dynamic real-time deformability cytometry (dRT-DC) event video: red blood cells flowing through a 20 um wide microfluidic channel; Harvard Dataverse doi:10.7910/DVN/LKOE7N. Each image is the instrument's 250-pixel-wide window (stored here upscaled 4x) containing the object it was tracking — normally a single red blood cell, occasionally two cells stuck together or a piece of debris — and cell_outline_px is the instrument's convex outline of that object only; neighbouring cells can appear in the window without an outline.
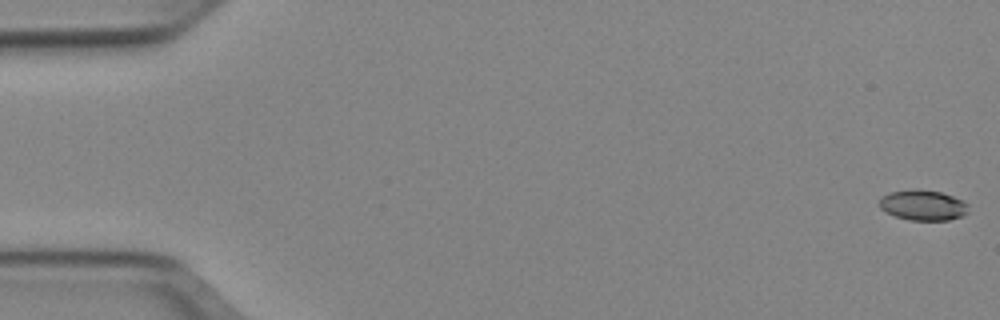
{"species": "Egyptian fruit bat (a non-hibernating species)", "species_latin": "Rousettus aegyptiacus", "temperature_condition": "cold", "stored_images_in_passage": 52, "camera_frame_rate_fps": 3000, "um_per_image_px": 0.085, "animal": {"sex": "female"}, "frame": {"image": 1, "passage_image": 1, "time_ms": 0.0, "image_size_px": [1000, 320], "cell_outline_px": [[968, 212], [960, 216], [948, 220], [908, 220], [896, 216], [880, 208], [880, 196], [888, 192], [920, 188], [940, 192], [964, 200], [968, 204]], "centroid_in_image_um": [78.45, 17.42], "position_along_channel_um": 6.5, "area_um2": 15.84}}
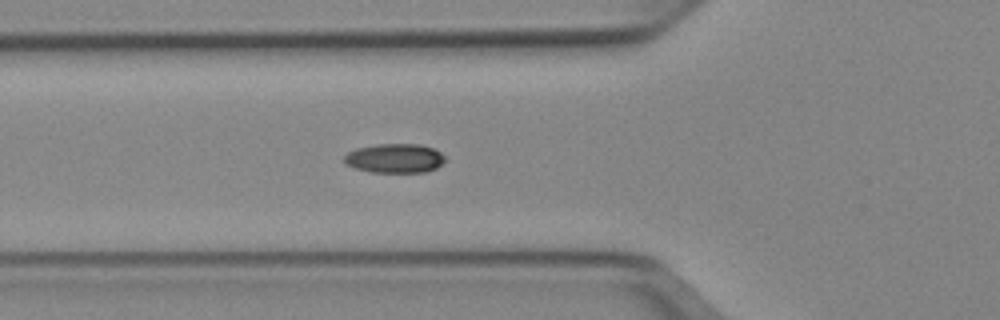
{"frame": {"image": 2, "passage_image": 19, "time_ms": 6.0, "image_size_px": [1000, 320], "cell_outline_px": [[448, 160], [436, 168], [424, 172], [372, 172], [356, 168], [344, 164], [344, 156], [348, 152], [356, 148], [376, 144], [420, 144], [432, 148], [440, 152]], "centroid_in_image_um": [33.56, 13.45], "position_along_channel_um": 92.2, "area_um2": 17.28}}
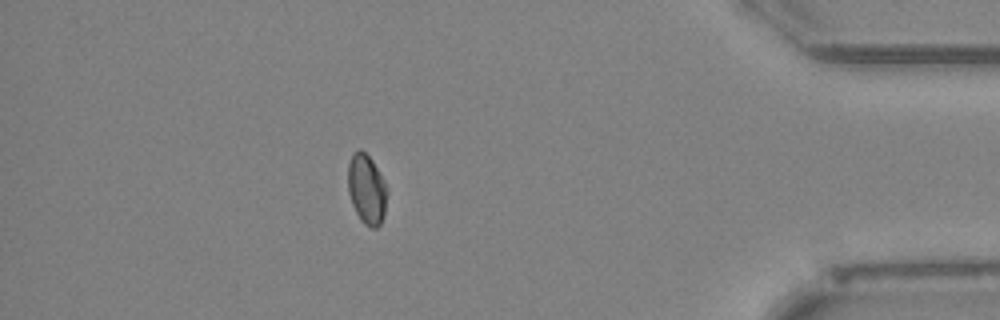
{"frame": {"image": 3, "passage_image": 46, "time_ms": 15.0, "image_size_px": [1000, 320], "cell_outline_px": [[388, 192], [384, 216], [380, 224], [376, 228], [372, 228], [364, 224], [360, 220], [352, 204], [348, 192], [348, 164], [352, 152], [356, 148], [360, 148], [372, 160], [384, 180]], "centroid_in_image_um": [31.16, 16.07], "position_along_channel_um": 404.0, "area_um2": 16.18}}